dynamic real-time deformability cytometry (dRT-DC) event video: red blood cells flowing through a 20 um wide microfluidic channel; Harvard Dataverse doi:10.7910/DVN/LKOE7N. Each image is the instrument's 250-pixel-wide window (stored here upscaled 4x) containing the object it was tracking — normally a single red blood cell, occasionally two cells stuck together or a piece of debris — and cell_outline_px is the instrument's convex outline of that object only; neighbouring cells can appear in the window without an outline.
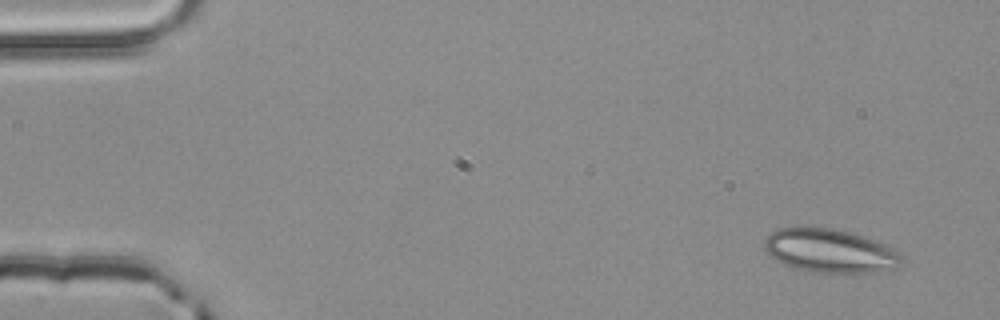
{"species": "common noctule bat (a hibernating species)", "species_latin": "Nyctalus noctula", "temperature_condition": "room temperature", "stored_images_in_passage": 3, "camera_frame_rate_fps": 3000, "um_per_image_px": 0.085, "animal": {"sex": "male", "body_mass_g": 20.4}, "frame": {"image": 1, "passage_image": 1, "time_ms": 0.0, "image_size_px": [1000, 320], "cell_outline_px": [[904, 260], [896, 268], [876, 272], [832, 276], [792, 268], [776, 260], [764, 248], [764, 240], [772, 232], [780, 228], [832, 228], [868, 236], [884, 244], [896, 252]], "centroid_in_image_um": [70.57, 21.37], "position_along_channel_um": 14.4, "area_um2": 35.55}}